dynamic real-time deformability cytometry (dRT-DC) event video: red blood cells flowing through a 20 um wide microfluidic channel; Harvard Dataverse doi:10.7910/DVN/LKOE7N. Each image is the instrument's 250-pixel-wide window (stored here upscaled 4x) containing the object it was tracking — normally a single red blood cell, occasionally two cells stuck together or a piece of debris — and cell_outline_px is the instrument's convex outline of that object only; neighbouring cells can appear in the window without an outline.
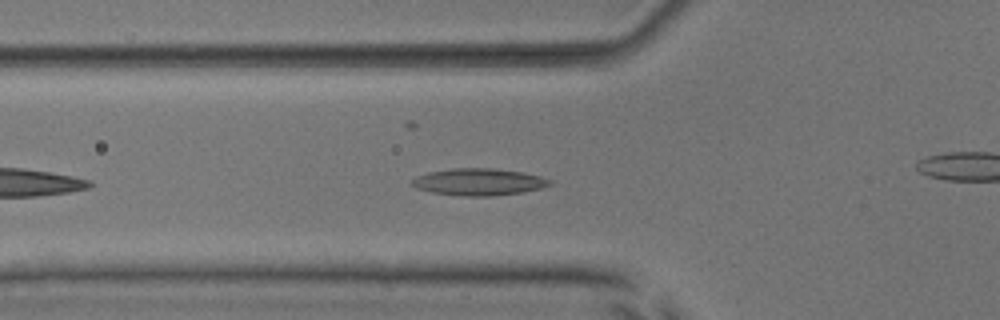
{"species": "common noctule bat (a hibernating species)", "species_latin": "Nyctalus noctula", "temperature_condition": "room temperature", "stored_images_in_passage": 35, "camera_frame_rate_fps": 3000, "um_per_image_px": 0.085, "animal": {"sex": "male", "body_mass_g": 17.9, "forearm_length_mm": 54.2}, "frame": {"image": 1, "passage_image": 7, "time_ms": 2.0, "image_size_px": [1000, 320], "cell_outline_px": [[552, 184], [540, 188], [520, 192], [492, 196], [464, 196], [432, 192], [416, 188], [412, 184], [412, 180], [416, 176], [428, 172], [452, 168], [492, 168], [520, 172], [540, 176], [552, 180]], "centroid_in_image_um": [40.68, 15.46], "position_along_channel_um": 85.1, "area_um2": 21.44}}
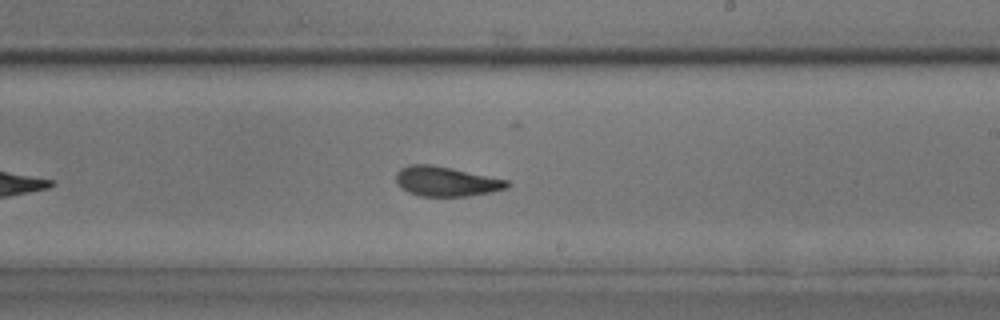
{"frame": {"image": 2, "passage_image": 20, "time_ms": 6.333, "image_size_px": [1000, 320], "cell_outline_px": [[512, 184], [508, 188], [492, 192], [468, 196], [420, 196], [408, 192], [396, 184], [396, 172], [400, 168], [408, 164], [432, 164], [452, 168], [508, 180]], "centroid_in_image_um": [37.92, 15.41], "position_along_channel_um": 251.1, "area_um2": 19.48}}
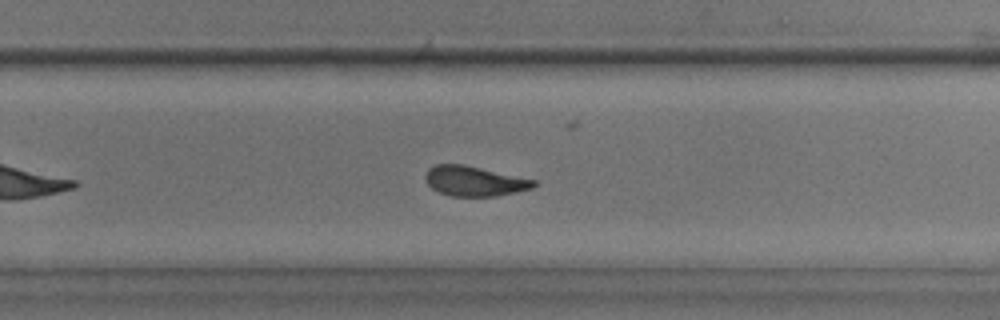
{"frame": {"image": 3, "passage_image": 23, "time_ms": 7.333, "image_size_px": [1000, 320], "cell_outline_px": [[540, 184], [532, 188], [516, 192], [496, 196], [448, 196], [432, 188], [424, 180], [424, 176], [428, 168], [436, 164], [464, 164], [536, 180]], "centroid_in_image_um": [40.32, 15.39], "position_along_channel_um": 289.5, "area_um2": 19.07}, "authors_computed_cell_mechanics": {"area_um2": 19.652, "velocity_mm_per_s": 3.8421, "shape_relaxation_time_tau1_ms": 4.5274, "shape_relaxation_time_tau2_ms": 2.1143, "deformation_change_tau1": 0.1219, "deformation_change_tau2": 0.0945}}